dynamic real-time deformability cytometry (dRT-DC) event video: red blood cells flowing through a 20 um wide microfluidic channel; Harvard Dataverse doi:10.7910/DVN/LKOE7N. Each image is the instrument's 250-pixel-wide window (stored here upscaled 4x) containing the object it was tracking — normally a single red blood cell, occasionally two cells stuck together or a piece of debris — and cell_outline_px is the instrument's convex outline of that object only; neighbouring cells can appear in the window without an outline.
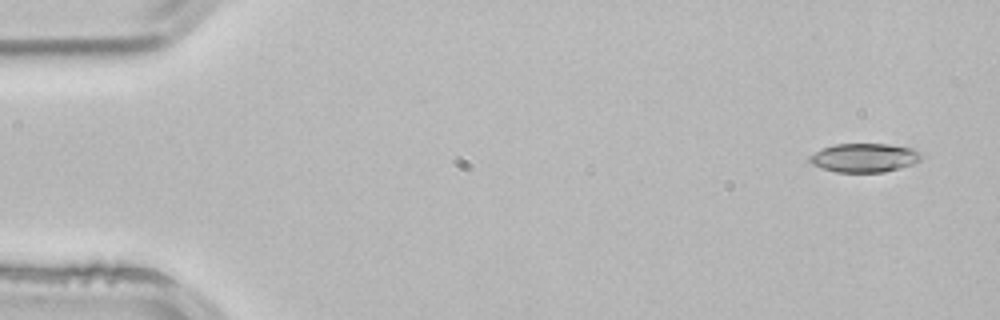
{"species": "common noctule bat (a hibernating species)", "species_latin": "Nyctalus noctula", "temperature_condition": "room temperature", "stored_images_in_passage": 3, "camera_frame_rate_fps": 3000, "um_per_image_px": 0.085, "animal": {"sex": "male", "body_mass_g": 21.5, "forearm_length_mm": 52.0}, "frame": {"image": 1, "passage_image": 1, "time_ms": 0.0, "image_size_px": [1000, 320], "cell_outline_px": [[924, 156], [920, 160], [912, 164], [900, 168], [884, 172], [836, 172], [812, 164], [808, 160], [808, 156], [820, 148], [832, 144], [888, 144], [912, 148], [920, 152]], "centroid_in_image_um": [73.46, 13.4], "position_along_channel_um": 11.5, "area_um2": 18.9}}